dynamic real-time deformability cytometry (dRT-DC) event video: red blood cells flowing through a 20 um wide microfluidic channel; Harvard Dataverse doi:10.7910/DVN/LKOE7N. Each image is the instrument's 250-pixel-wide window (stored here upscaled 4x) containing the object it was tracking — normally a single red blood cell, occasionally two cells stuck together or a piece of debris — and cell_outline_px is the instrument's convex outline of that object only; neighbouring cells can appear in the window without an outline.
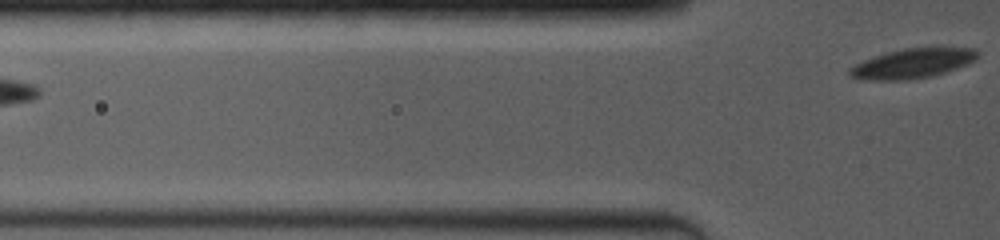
{"species": "common noctule bat (a hibernating species)", "species_latin": "Nyctalus noctula", "temperature_condition": "room temperature", "stored_images_in_passage": 6, "segment_of_instrument_passage": [2, 2], "camera_frame_rate_fps": 4000, "um_per_image_px": 0.085, "animal": {"sex": "female", "body_mass_g": 19.0, "forearm_length_mm": 53.3}, "frame": {"image": 1, "passage_image": 6, "time_ms": 3.5, "image_size_px": [1000, 240], "cell_outline_px": [[980, 56], [976, 60], [968, 64], [932, 76], [908, 80], [860, 80], [848, 76], [848, 68], [864, 60], [888, 52], [904, 48], [976, 48], [980, 52]], "centroid_in_image_um": [77.57, 5.4], "position_along_channel_um": 48.2, "area_um2": 22.2}}